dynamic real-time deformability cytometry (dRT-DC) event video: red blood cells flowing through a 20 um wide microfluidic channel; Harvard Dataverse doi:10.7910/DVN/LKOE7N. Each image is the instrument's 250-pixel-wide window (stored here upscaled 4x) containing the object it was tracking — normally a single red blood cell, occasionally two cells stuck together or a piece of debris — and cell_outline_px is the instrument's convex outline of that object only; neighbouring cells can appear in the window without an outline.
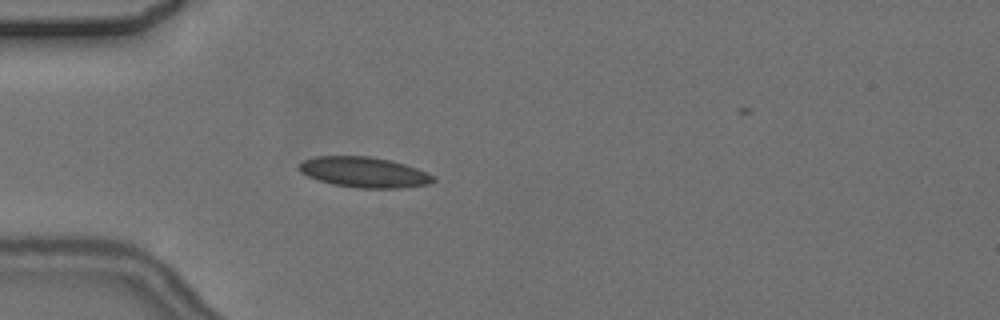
{"species": "common noctule bat (a hibernating species)", "species_latin": "Nyctalus noctula", "temperature_condition": "cold", "stored_images_in_passage": 1, "camera_frame_rate_fps": 3000, "um_per_image_px": 0.085, "animal": {"sex": "female", "body_mass_g": 24.6, "forearm_length_mm": 56.2}, "frame": {"image": 1, "passage_image": 1, "time_ms": 0.0, "image_size_px": [1000, 320], "cell_outline_px": [[436, 180], [428, 184], [400, 188], [356, 188], [332, 184], [308, 176], [300, 172], [300, 164], [304, 160], [316, 156], [368, 156], [388, 160], [404, 164], [416, 168], [436, 176]], "centroid_in_image_um": [30.97, 14.64], "position_along_channel_um": 54.0, "area_um2": 23.64}}